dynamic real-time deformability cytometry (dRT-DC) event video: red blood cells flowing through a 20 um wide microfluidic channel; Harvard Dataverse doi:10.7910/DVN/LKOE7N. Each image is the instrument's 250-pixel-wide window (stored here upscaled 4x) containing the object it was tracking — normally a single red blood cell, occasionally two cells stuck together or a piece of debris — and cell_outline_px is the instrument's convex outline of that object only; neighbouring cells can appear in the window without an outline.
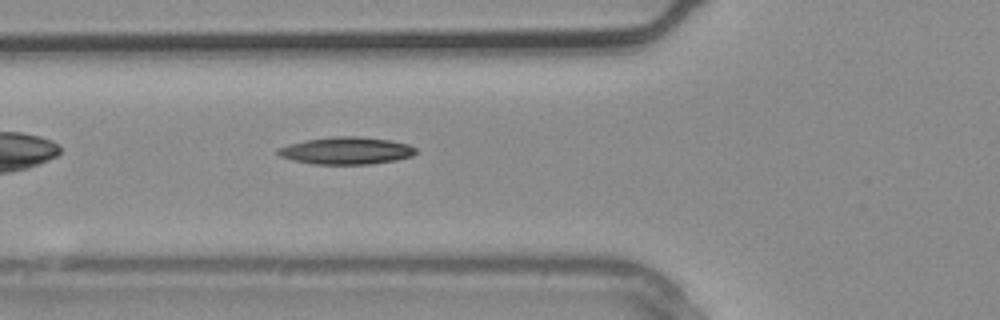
{"species": "common noctule bat (a hibernating species)", "species_latin": "Nyctalus noctula", "temperature_condition": "warm", "stored_images_in_passage": 4, "camera_frame_rate_fps": 3000, "um_per_image_px": 0.085, "animal": {"sex": "male", "body_mass_g": 20.4}, "frame": {"image": 1, "passage_image": 4, "time_ms": 1.0, "image_size_px": [1000, 320], "cell_outline_px": [[416, 152], [412, 156], [396, 160], [372, 164], [312, 164], [292, 160], [280, 156], [276, 152], [276, 148], [288, 144], [304, 140], [336, 136], [356, 136], [392, 140], [408, 144], [416, 148]], "centroid_in_image_um": [29.42, 12.8], "position_along_channel_um": 96.4, "area_um2": 22.08}}